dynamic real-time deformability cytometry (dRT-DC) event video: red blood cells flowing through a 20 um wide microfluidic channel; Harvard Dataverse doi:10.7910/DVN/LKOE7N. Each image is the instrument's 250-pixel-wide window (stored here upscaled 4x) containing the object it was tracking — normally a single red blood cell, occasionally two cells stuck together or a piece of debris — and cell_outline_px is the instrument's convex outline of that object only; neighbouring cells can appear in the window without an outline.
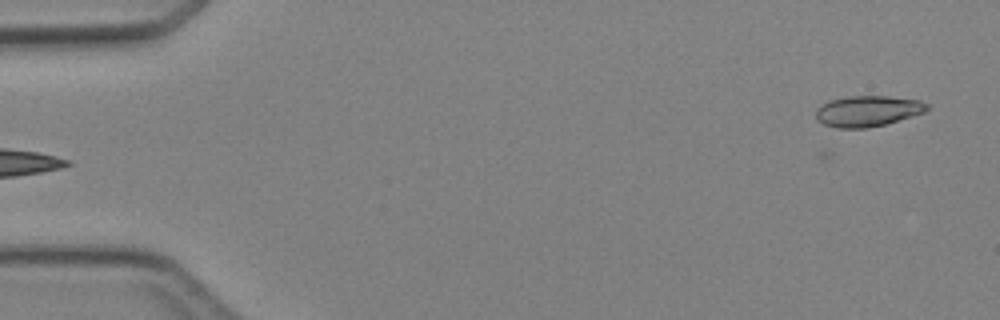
{"species": "Egyptian fruit bat (a non-hibernating species)", "species_latin": "Rousettus aegyptiacus", "temperature_condition": "cold", "stored_images_in_passage": 5, "segment_of_instrument_passage": [2, 2], "camera_frame_rate_fps": 3000, "um_per_image_px": 0.085, "animal": {"sex": "female"}, "frame": {"image": 1, "passage_image": 5, "time_ms": 5.333, "image_size_px": [1000, 320], "cell_outline_px": [[928, 108], [924, 112], [912, 116], [884, 124], [868, 128], [836, 128], [824, 124], [816, 120], [816, 108], [820, 104], [828, 100], [848, 96], [888, 96], [920, 100], [928, 104]], "centroid_in_image_um": [73.7, 9.43], "position_along_channel_um": 11.3, "area_um2": 20.06}}